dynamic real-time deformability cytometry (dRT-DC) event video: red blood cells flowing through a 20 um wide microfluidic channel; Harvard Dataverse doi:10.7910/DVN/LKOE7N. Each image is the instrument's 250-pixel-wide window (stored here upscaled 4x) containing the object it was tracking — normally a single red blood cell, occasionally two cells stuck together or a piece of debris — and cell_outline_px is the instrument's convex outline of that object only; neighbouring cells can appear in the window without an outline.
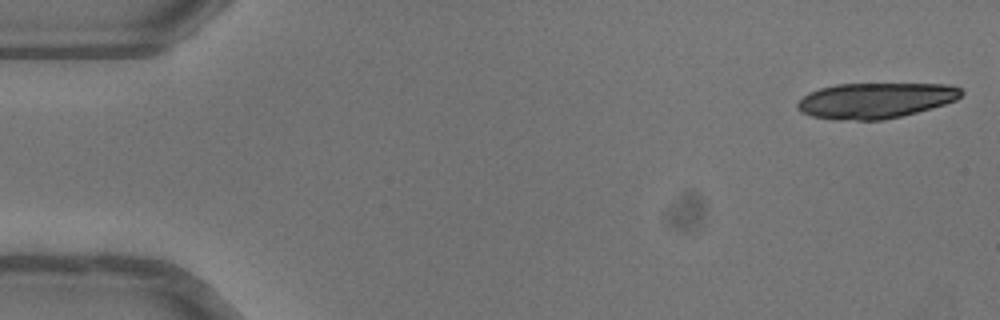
{"species": "common noctule bat (a hibernating species)", "species_latin": "Nyctalus noctula", "temperature_condition": "warm", "stored_images_in_passage": 45, "camera_frame_rate_fps": 3000, "um_per_image_px": 0.085, "animal": {"sex": "female"}, "frame": {"image": 1, "passage_image": 1, "time_ms": 0.0, "image_size_px": [1000, 320], "cell_outline_px": [[964, 92], [956, 100], [932, 108], [900, 116], [880, 120], [836, 120], [812, 116], [800, 112], [796, 108], [796, 104], [808, 92], [820, 88], [836, 84], [948, 84], [960, 88]], "centroid_in_image_um": [74.38, 8.54], "position_along_channel_um": 10.6, "area_um2": 33.93}}
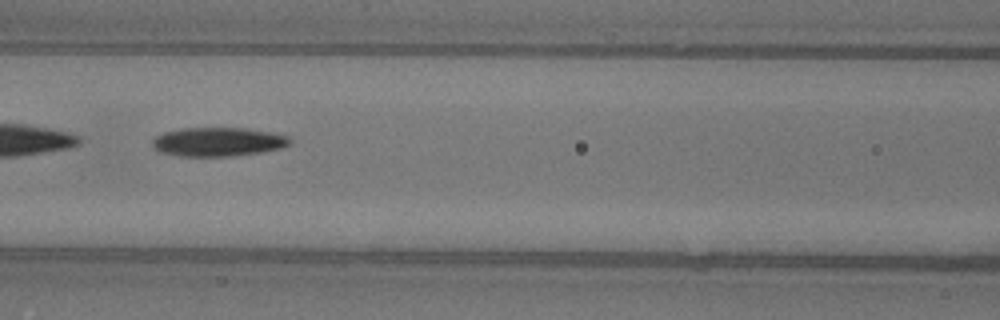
{"frame": {"image": 2, "passage_image": 22, "time_ms": 7.0, "image_size_px": [1000, 320], "cell_outline_px": [[292, 140], [288, 144], [280, 148], [260, 152], [228, 156], [180, 156], [160, 152], [152, 144], [152, 140], [156, 136], [164, 132], [184, 128], [248, 128], [288, 136]], "centroid_in_image_um": [18.51, 12.05], "position_along_channel_um": 148.1, "area_um2": 22.89}}
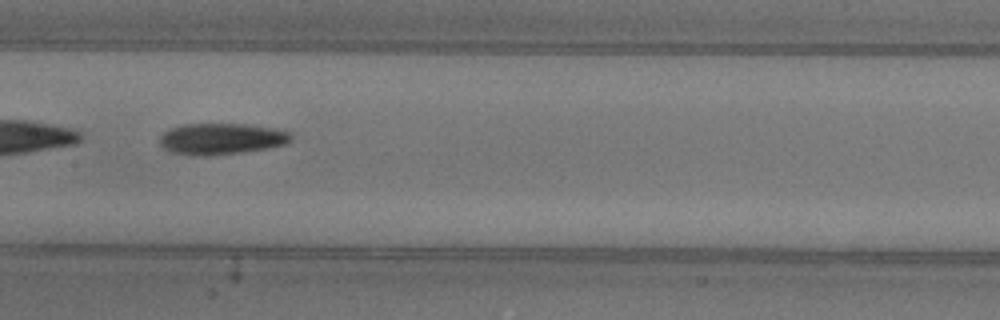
{"frame": {"image": 3, "passage_image": 25, "time_ms": 8.0, "image_size_px": [1000, 320], "cell_outline_px": [[292, 140], [284, 144], [268, 148], [240, 152], [204, 156], [172, 152], [164, 148], [160, 144], [160, 136], [168, 128], [184, 124], [244, 124], [276, 128], [292, 132]], "centroid_in_image_um": [18.84, 11.78], "position_along_channel_um": 188.6, "area_um2": 23.87}}